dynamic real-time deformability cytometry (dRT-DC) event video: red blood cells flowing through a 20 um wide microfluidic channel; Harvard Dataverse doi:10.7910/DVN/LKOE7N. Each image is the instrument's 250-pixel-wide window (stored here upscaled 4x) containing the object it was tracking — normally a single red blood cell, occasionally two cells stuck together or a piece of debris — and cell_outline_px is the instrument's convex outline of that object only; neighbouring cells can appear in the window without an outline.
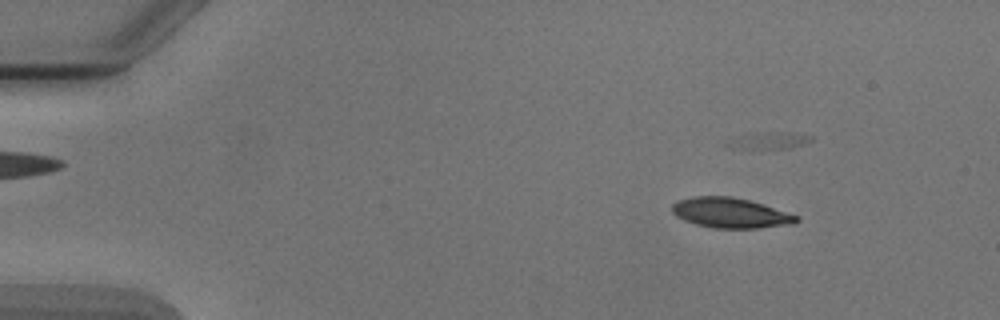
{"species": "Egyptian fruit bat (a non-hibernating species)", "species_latin": "Rousettus aegyptiacus", "temperature_condition": "cold", "stored_images_in_passage": 7, "camera_frame_rate_fps": 3000, "um_per_image_px": 0.085, "animal": {"sex": "male"}, "frame": {"image": 1, "passage_image": 3, "time_ms": 2.333, "image_size_px": [1000, 320], "cell_outline_px": [[800, 220], [796, 224], [760, 228], [712, 228], [696, 224], [684, 220], [676, 216], [672, 212], [672, 204], [676, 200], [692, 196], [732, 196], [748, 200], [800, 216]], "centroid_in_image_um": [62.09, 18.1], "position_along_channel_um": 22.9, "area_um2": 22.02}}
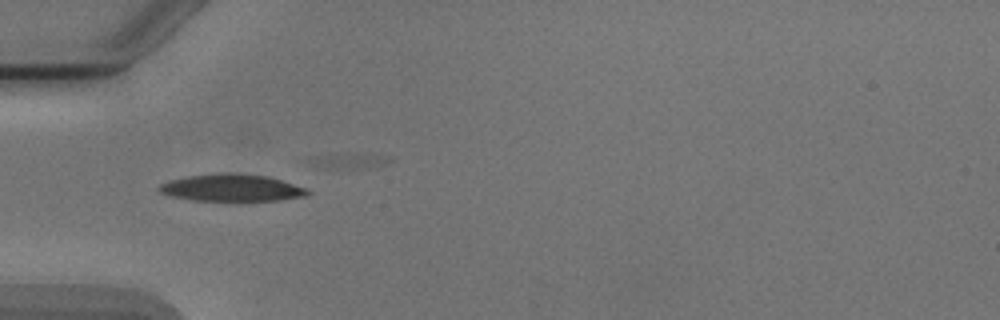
{"frame": {"image": 2, "passage_image": 5, "time_ms": 5.667, "image_size_px": [1000, 320], "cell_outline_px": [[312, 192], [304, 196], [280, 200], [236, 204], [192, 200], [168, 196], [160, 192], [156, 188], [160, 184], [168, 180], [188, 176], [228, 172], [268, 176], [308, 188]], "centroid_in_image_um": [19.69, 16.01], "position_along_channel_um": 65.3, "area_um2": 24.74}}
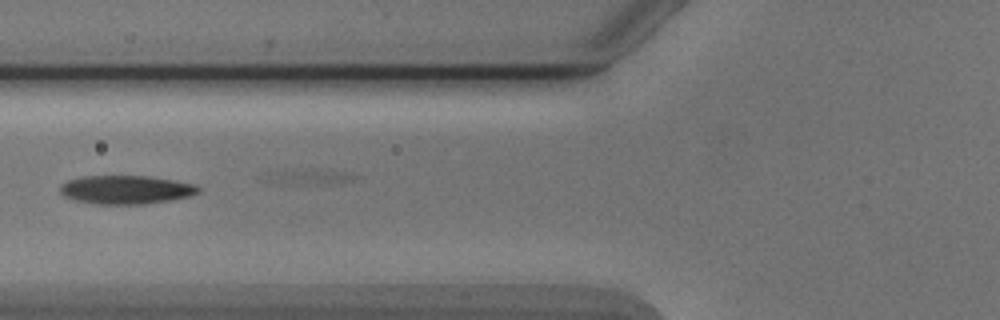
{"frame": {"image": 3, "passage_image": 6, "time_ms": 7.0, "image_size_px": [1000, 320], "cell_outline_px": [[200, 192], [188, 196], [168, 200], [144, 204], [96, 204], [76, 200], [64, 196], [60, 192], [60, 184], [68, 180], [80, 176], [148, 176], [196, 184], [200, 188]], "centroid_in_image_um": [10.68, 16.12], "position_along_channel_um": 115.1, "area_um2": 22.95}}